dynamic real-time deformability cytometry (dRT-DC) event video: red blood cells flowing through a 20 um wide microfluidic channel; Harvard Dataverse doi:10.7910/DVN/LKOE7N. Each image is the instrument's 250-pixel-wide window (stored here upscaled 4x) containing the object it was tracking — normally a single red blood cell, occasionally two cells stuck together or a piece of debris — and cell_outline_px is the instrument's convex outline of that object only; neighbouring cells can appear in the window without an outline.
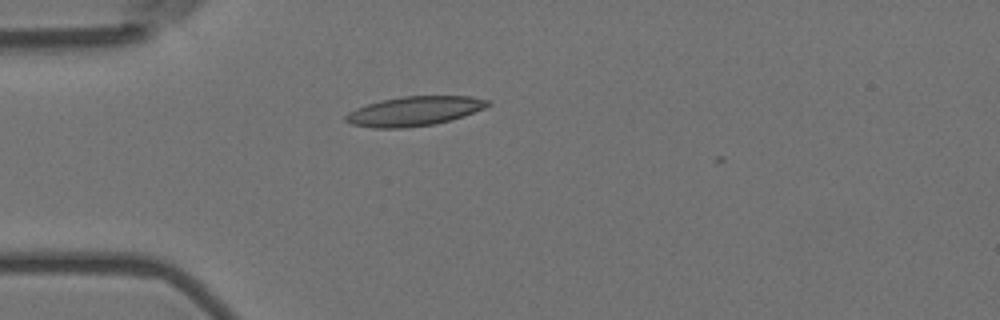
{"species": "Egyptian fruit bat (a non-hibernating species)", "species_latin": "Rousettus aegyptiacus", "temperature_condition": "room temperature", "stored_images_in_passage": 3, "camera_frame_rate_fps": 3000, "um_per_image_px": 0.085, "animal": {"sex": "female"}, "frame": {"image": 1, "passage_image": 2, "time_ms": 0.333, "image_size_px": [1000, 320], "cell_outline_px": [[492, 104], [484, 108], [464, 116], [432, 124], [404, 128], [372, 128], [352, 124], [344, 120], [344, 116], [348, 112], [356, 108], [380, 100], [404, 96], [472, 96], [488, 100]], "centroid_in_image_um": [35.2, 9.44], "position_along_channel_um": 49.8, "area_um2": 24.28}}